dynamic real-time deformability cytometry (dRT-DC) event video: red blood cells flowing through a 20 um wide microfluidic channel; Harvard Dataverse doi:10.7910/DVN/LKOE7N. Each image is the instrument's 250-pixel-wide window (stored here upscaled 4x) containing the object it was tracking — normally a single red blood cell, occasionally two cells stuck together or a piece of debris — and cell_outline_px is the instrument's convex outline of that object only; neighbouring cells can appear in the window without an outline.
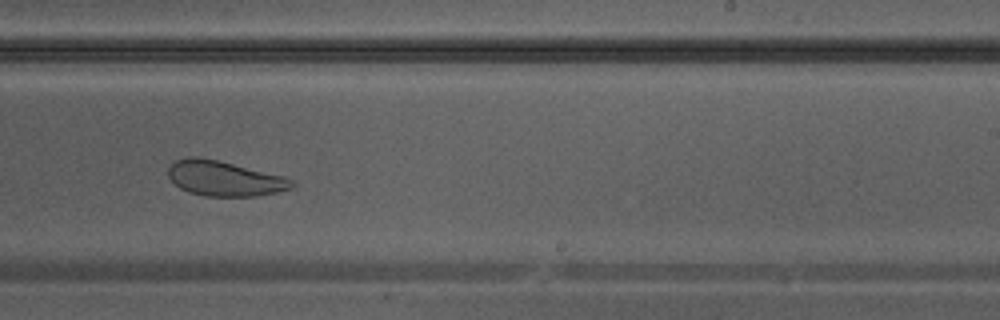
{"species": "Egyptian fruit bat (a non-hibernating species)", "species_latin": "Rousettus aegyptiacus", "temperature_condition": "warm", "stored_images_in_passage": 39, "camera_frame_rate_fps": 3000, "um_per_image_px": 0.085, "animal": {"sex": "male"}, "frame": {"image": 1, "passage_image": 23, "time_ms": 7.333, "image_size_px": [1000, 320], "cell_outline_px": [[296, 184], [292, 188], [276, 192], [256, 196], [204, 196], [188, 192], [180, 188], [168, 176], [168, 168], [176, 160], [192, 156], [200, 156], [284, 176], [296, 180]], "centroid_in_image_um": [19.1, 15.17], "position_along_channel_um": 269.9, "area_um2": 25.26}}
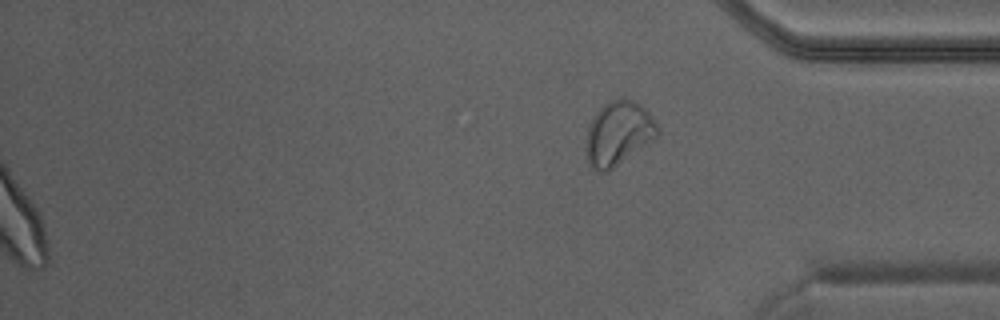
{"frame": {"image": 2, "passage_image": 39, "time_ms": 12.667, "image_size_px": [1000, 320], "cell_outline_px": [[660, 136], [656, 140], [608, 172], [600, 172], [592, 168], [588, 164], [584, 148], [588, 124], [592, 116], [608, 100], [620, 96], [632, 100], [640, 104], [652, 116], [660, 128]], "centroid_in_image_um": [52.57, 11.34], "position_along_channel_um": 382.6, "area_um2": 27.8}}